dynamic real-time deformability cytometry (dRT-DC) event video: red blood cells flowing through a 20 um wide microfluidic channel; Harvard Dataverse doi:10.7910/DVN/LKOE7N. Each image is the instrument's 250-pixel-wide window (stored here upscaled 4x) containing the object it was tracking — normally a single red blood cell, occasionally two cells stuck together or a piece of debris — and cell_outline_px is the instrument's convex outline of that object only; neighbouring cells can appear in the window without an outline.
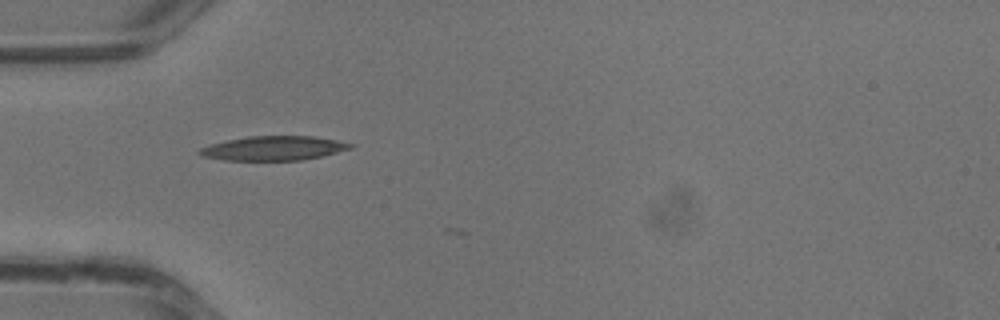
{"species": "common noctule bat (a hibernating species)", "species_latin": "Nyctalus noctula", "temperature_condition": "warm", "stored_images_in_passage": 2, "camera_frame_rate_fps": 3000, "um_per_image_px": 0.085, "animal": {"sex": "male", "body_mass_g": 13.3}, "frame": {"image": 1, "passage_image": 1, "time_ms": 0.0, "image_size_px": [1000, 320], "cell_outline_px": [[352, 148], [320, 156], [300, 160], [224, 160], [204, 156], [196, 152], [200, 148], [212, 144], [228, 140], [248, 136], [312, 136], [336, 140], [352, 144]], "centroid_in_image_um": [23.23, 12.59], "position_along_channel_um": 61.8, "area_um2": 20.98}}